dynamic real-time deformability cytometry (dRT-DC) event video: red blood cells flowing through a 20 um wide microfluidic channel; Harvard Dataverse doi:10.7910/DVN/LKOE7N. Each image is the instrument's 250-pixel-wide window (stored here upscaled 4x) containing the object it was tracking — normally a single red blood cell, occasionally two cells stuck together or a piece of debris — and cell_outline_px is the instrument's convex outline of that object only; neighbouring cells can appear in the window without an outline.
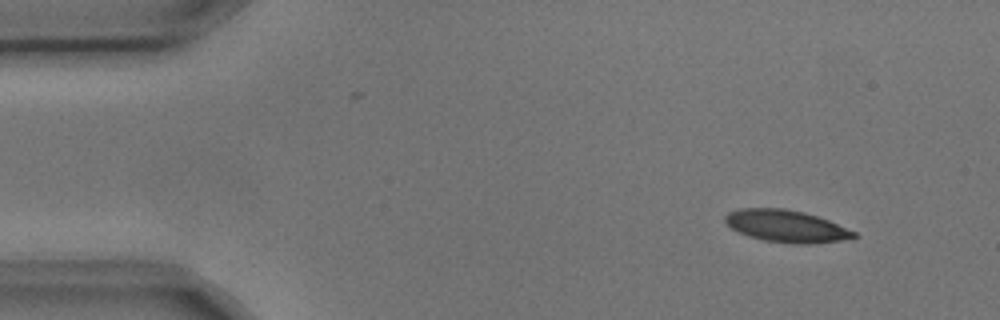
{"species": "common noctule bat (a hibernating species)", "species_latin": "Nyctalus noctula", "temperature_condition": "cold", "stored_images_in_passage": 4, "camera_frame_rate_fps": 3000, "um_per_image_px": 0.085, "animal": {"sex": "male", "body_mass_g": 17.9, "forearm_length_mm": 54.2}, "frame": {"image": 1, "passage_image": 1, "time_ms": 0.0, "image_size_px": [1000, 320], "cell_outline_px": [[856, 236], [840, 240], [812, 244], [792, 244], [764, 240], [748, 236], [732, 228], [724, 220], [724, 216], [728, 212], [740, 208], [784, 208], [804, 212], [828, 220], [856, 232]], "centroid_in_image_um": [66.8, 19.21], "position_along_channel_um": 18.2, "area_um2": 23.93}}